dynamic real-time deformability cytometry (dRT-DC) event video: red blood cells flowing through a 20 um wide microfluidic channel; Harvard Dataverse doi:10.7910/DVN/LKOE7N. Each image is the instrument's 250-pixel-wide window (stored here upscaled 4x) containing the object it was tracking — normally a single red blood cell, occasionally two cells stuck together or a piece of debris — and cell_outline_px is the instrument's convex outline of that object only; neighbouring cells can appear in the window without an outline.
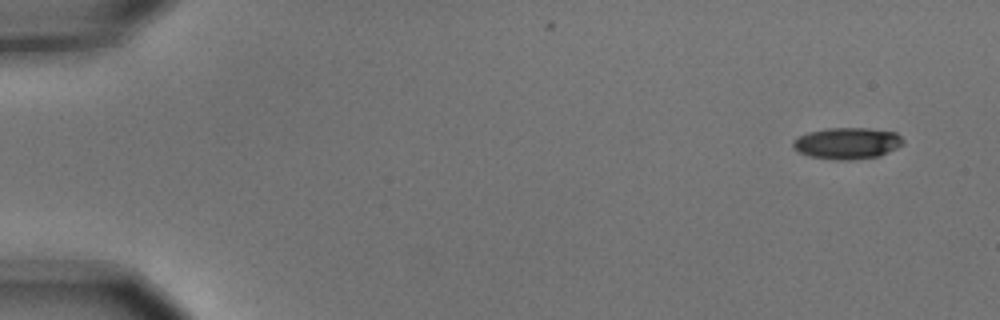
{"species": "common noctule bat (a hibernating species)", "species_latin": "Nyctalus noctula", "temperature_condition": "cold", "stored_images_in_passage": 6, "camera_frame_rate_fps": 3000, "um_per_image_px": 0.085, "animal": {"sex": "male", "body_mass_g": 15.6}, "frame": {"image": 1, "passage_image": 1, "time_ms": 0.0, "image_size_px": [1000, 320], "cell_outline_px": [[904, 144], [880, 156], [848, 160], [840, 160], [808, 156], [792, 148], [792, 140], [796, 136], [808, 132], [828, 128], [868, 128], [896, 132], [904, 140]], "centroid_in_image_um": [71.99, 12.17], "position_along_channel_um": 13.0, "area_um2": 20.35}}
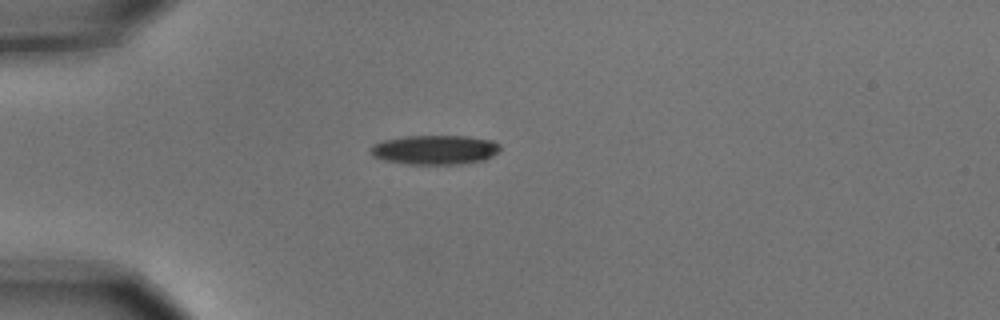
{"frame": {"image": 2, "passage_image": 4, "time_ms": 1.0, "image_size_px": [1000, 320], "cell_outline_px": [[500, 152], [484, 160], [460, 164], [408, 164], [384, 160], [372, 156], [368, 148], [372, 144], [384, 140], [404, 136], [464, 136], [492, 140], [500, 144]], "centroid_in_image_um": [36.95, 12.73], "position_along_channel_um": 48.0, "area_um2": 22.37}}
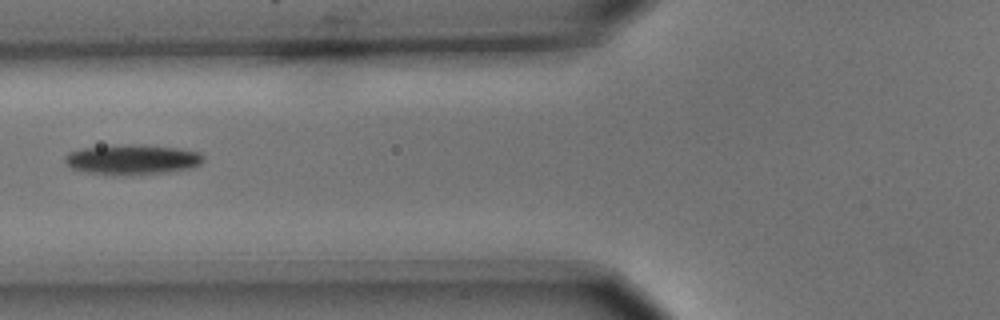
{"frame": {"image": 3, "passage_image": 6, "time_ms": 1.667, "image_size_px": [1000, 320], "cell_outline_px": [[204, 160], [200, 164], [192, 168], [164, 172], [116, 176], [84, 172], [72, 168], [64, 164], [64, 156], [68, 152], [84, 148], [132, 144], [144, 144], [180, 148], [200, 152], [204, 156]], "centroid_in_image_um": [11.23, 13.56], "position_along_channel_um": 114.6, "area_um2": 24.57}}